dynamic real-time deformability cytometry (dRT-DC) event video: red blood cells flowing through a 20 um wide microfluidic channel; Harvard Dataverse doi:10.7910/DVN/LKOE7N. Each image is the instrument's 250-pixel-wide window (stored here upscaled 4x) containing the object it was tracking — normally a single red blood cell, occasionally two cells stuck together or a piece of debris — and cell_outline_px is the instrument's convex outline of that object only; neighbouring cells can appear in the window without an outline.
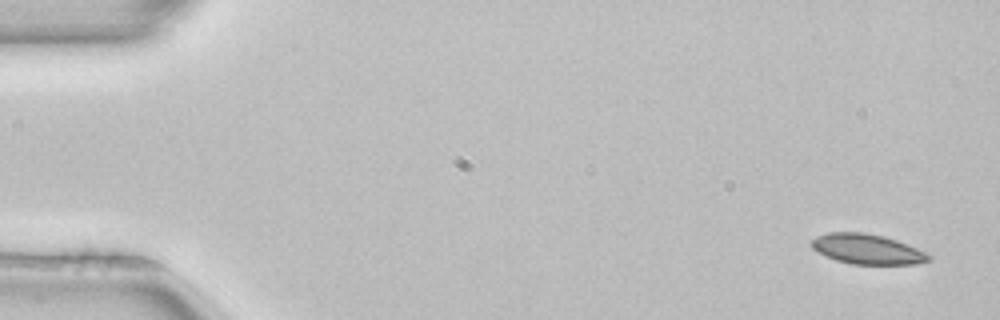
{"species": "common noctule bat (a hibernating species)", "species_latin": "Nyctalus noctula", "temperature_condition": "room temperature", "stored_images_in_passage": 4, "camera_frame_rate_fps": 3000, "um_per_image_px": 0.085, "animal": {"sex": "female", "body_mass_g": 22.7, "forearm_length_mm": 54.2}, "frame": {"image": 1, "passage_image": 1, "time_ms": 0.0, "image_size_px": [1000, 320], "cell_outline_px": [[932, 260], [916, 264], [852, 264], [836, 260], [824, 256], [812, 248], [812, 240], [816, 236], [828, 232], [864, 232], [884, 236], [908, 244], [932, 256]], "centroid_in_image_um": [73.71, 21.17], "position_along_channel_um": 11.3, "area_um2": 20.58}}
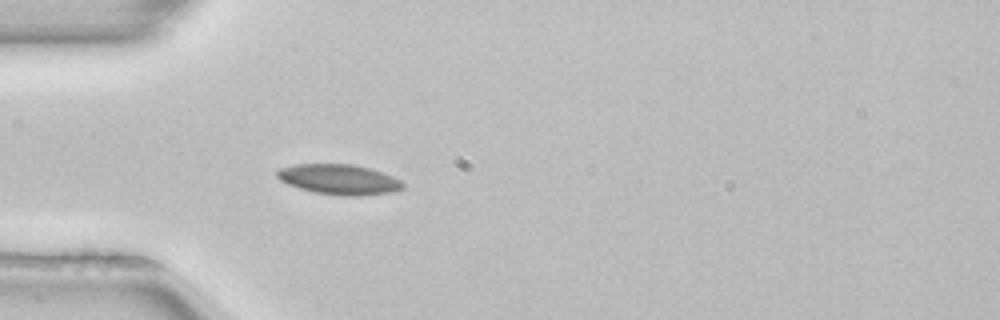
{"frame": {"image": 2, "passage_image": 4, "time_ms": 1.0, "image_size_px": [1000, 320], "cell_outline_px": [[404, 188], [392, 192], [360, 196], [348, 196], [316, 192], [300, 188], [288, 184], [280, 180], [276, 176], [276, 172], [280, 168], [296, 164], [352, 164], [368, 168], [392, 176], [400, 180], [404, 184]], "centroid_in_image_um": [28.82, 15.25], "position_along_channel_um": 56.2, "area_um2": 21.91}}